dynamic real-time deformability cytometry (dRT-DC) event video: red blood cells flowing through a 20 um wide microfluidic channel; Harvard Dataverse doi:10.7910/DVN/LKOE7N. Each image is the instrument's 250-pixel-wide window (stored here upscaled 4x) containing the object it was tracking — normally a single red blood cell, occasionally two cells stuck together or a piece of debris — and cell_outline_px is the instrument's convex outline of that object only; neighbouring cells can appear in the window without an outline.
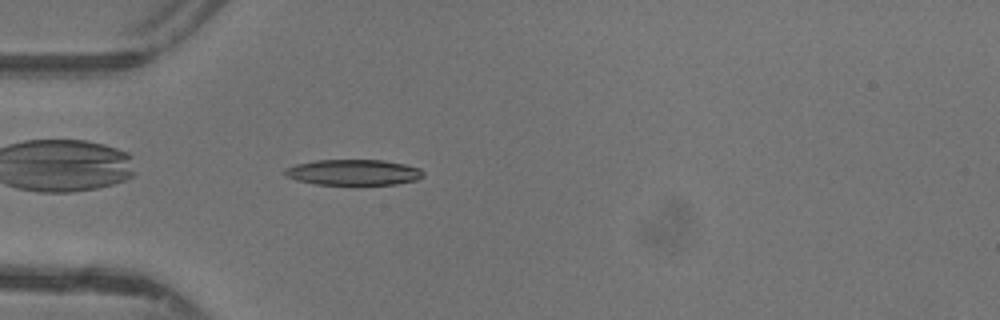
{"species": "common noctule bat (a hibernating species)", "species_latin": "Nyctalus noctula", "temperature_condition": "warm", "stored_images_in_passage": 34, "camera_frame_rate_fps": 3000, "um_per_image_px": 0.085, "animal": {"sex": "female"}, "frame": {"image": 1, "passage_image": 1, "time_ms": 0.0, "image_size_px": [1000, 320], "cell_outline_px": [[424, 176], [416, 180], [396, 184], [356, 188], [316, 184], [296, 180], [288, 176], [284, 172], [284, 168], [296, 164], [316, 160], [384, 160], [404, 164], [420, 168], [424, 172]], "centroid_in_image_um": [30.07, 14.7], "position_along_channel_um": 54.9, "area_um2": 21.79}}
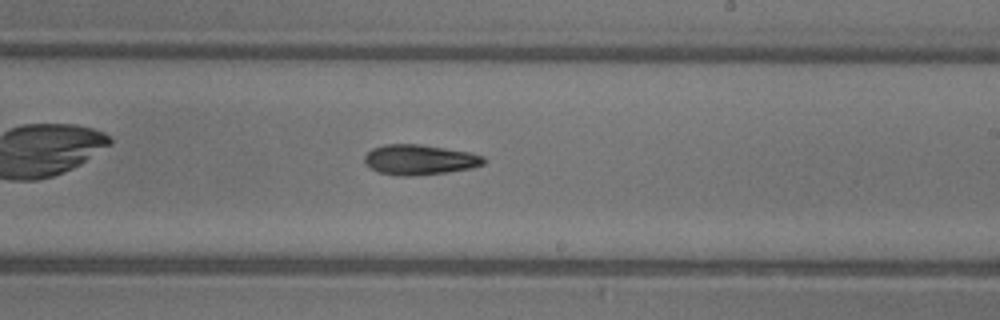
{"frame": {"image": 2, "passage_image": 15, "time_ms": 4.667, "image_size_px": [1000, 320], "cell_outline_px": [[484, 164], [472, 168], [448, 172], [412, 176], [396, 176], [380, 172], [368, 168], [364, 164], [364, 156], [372, 148], [384, 144], [420, 144], [468, 152], [484, 156]], "centroid_in_image_um": [35.62, 13.58], "position_along_channel_um": 253.4, "area_um2": 21.1}}
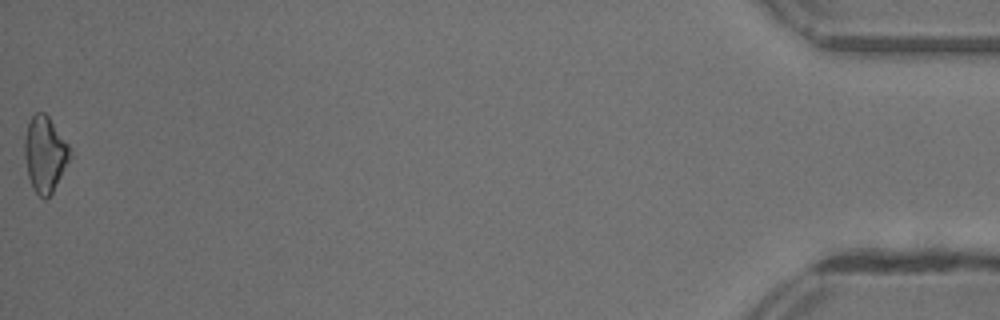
{"frame": {"image": 3, "passage_image": 34, "time_ms": 11.0, "image_size_px": [1000, 320], "cell_outline_px": [[72, 156], [52, 192], [44, 200], [32, 188], [28, 176], [24, 156], [24, 136], [28, 124], [32, 116], [36, 112], [44, 112], [48, 116], [68, 144]], "centroid_in_image_um": [3.81, 13.1], "position_along_channel_um": 431.4, "area_um2": 19.94}, "authors_computed_cell_mechanics": {"area_um2": 20.1433, "velocity_mm_per_s": 4.4143, "shape_relaxation_time_tau1_ms": 4.1427, "shape_relaxation_time_tau2_ms": null, "deformation_change_tau1": 0.158, "deformation_change_tau2": null}}